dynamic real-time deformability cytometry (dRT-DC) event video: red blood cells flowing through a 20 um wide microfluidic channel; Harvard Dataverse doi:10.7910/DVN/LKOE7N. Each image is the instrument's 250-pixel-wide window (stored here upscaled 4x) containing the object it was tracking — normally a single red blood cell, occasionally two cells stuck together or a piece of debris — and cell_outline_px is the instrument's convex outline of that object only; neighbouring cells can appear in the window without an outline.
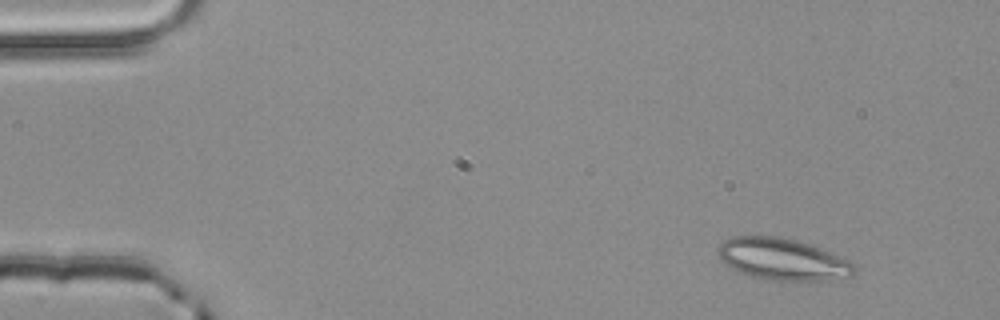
{"species": "common noctule bat (a hibernating species)", "species_latin": "Nyctalus noctula", "temperature_condition": "room temperature", "stored_images_in_passage": 3, "camera_frame_rate_fps": 3000, "um_per_image_px": 0.085, "animal": {"sex": "male", "body_mass_g": 20.4}, "frame": {"image": 1, "passage_image": 2, "time_ms": 0.333, "image_size_px": [1000, 320], "cell_outline_px": [[856, 268], [852, 276], [828, 280], [776, 280], [752, 276], [724, 264], [720, 260], [716, 248], [724, 240], [732, 236], [776, 236], [796, 240], [848, 260]], "centroid_in_image_um": [66.47, 22.03], "position_along_channel_um": 18.5, "area_um2": 32.54}}